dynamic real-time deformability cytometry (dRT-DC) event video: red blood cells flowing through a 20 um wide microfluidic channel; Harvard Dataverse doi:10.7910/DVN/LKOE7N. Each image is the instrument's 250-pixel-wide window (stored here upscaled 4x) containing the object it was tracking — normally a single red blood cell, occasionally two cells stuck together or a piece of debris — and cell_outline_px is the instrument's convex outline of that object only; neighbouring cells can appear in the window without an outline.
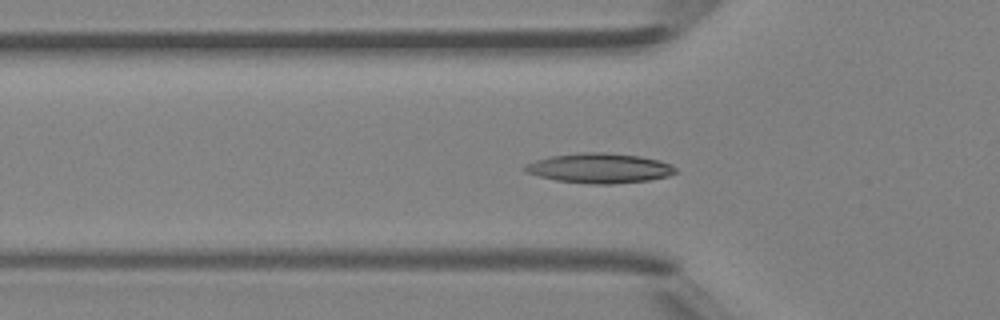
{"species": "Egyptian fruit bat (a non-hibernating species)", "species_latin": "Rousettus aegyptiacus", "temperature_condition": "room temperature", "stored_images_in_passage": 37, "camera_frame_rate_fps": 3000, "um_per_image_px": 0.085, "animal": {"sex": "female"}, "frame": {"image": 1, "passage_image": 5, "time_ms": 1.333, "image_size_px": [1000, 320], "cell_outline_px": [[676, 172], [668, 176], [648, 180], [612, 184], [592, 184], [556, 180], [524, 172], [524, 164], [536, 160], [552, 156], [580, 152], [604, 152], [640, 156], [660, 160], [676, 168]], "centroid_in_image_um": [50.94, 14.29], "position_along_channel_um": 74.9, "area_um2": 26.07}}
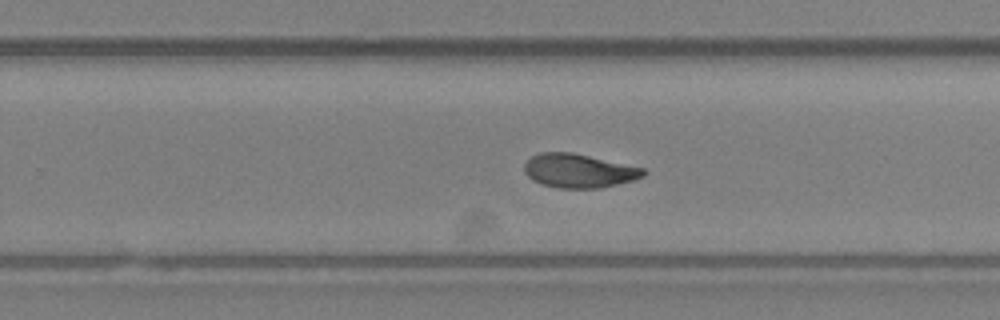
{"frame": {"image": 2, "passage_image": 19, "time_ms": 6.0, "image_size_px": [1000, 320], "cell_outline_px": [[648, 172], [644, 176], [632, 180], [600, 188], [556, 188], [540, 184], [532, 180], [524, 172], [524, 164], [532, 156], [540, 152], [572, 152], [644, 168]], "centroid_in_image_um": [49.18, 14.52], "position_along_channel_um": 280.6, "area_um2": 23.52}}
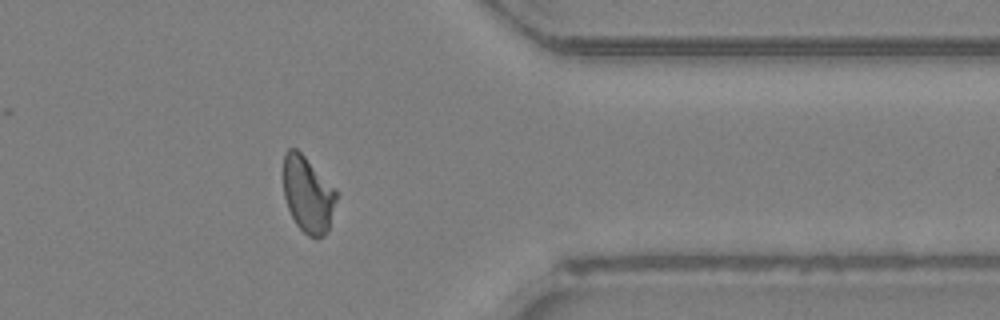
{"frame": {"image": 3, "passage_image": 27, "time_ms": 8.667, "image_size_px": [1000, 320], "cell_outline_px": [[340, 192], [328, 228], [324, 236], [316, 240], [308, 236], [296, 224], [288, 208], [284, 196], [284, 152], [288, 148], [296, 148]], "centroid_in_image_um": [26.2, 16.54], "position_along_channel_um": 385.2, "area_um2": 23.76}, "authors_computed_cell_mechanics": {"area_um2": 23.5824, "velocity_mm_per_s": 4.4168, "shape_relaxation_time_tau1_ms": 3.9707, "shape_relaxation_time_tau2_ms": 2.9922, "deformation_change_tau1": 0.1427, "deformation_change_tau2": 0.0861}}